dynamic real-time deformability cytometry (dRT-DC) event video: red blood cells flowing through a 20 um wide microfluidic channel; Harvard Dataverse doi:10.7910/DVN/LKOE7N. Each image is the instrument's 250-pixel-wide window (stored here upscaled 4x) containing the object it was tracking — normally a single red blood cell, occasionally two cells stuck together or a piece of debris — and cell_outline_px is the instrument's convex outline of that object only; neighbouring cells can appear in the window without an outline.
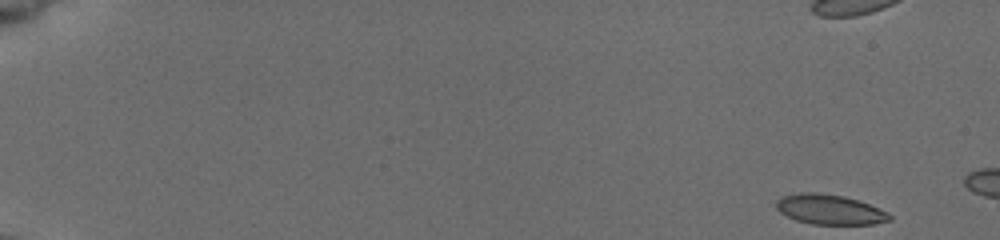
{"species": "common noctule bat (a hibernating species)", "species_latin": "Nyctalus noctula", "temperature_condition": "cold", "stored_images_in_passage": 15, "camera_frame_rate_fps": 3000, "um_per_image_px": 0.085, "animal": {"sex": "female", "body_mass_g": 19.5, "forearm_length_mm": 54.1}, "frame": {"image": 1, "passage_image": 1, "time_ms": 0.0, "image_size_px": [1000, 240], "cell_outline_px": [[892, 220], [872, 224], [812, 224], [796, 220], [780, 212], [776, 208], [776, 200], [784, 196], [800, 192], [816, 192], [844, 196], [880, 208], [888, 212], [892, 216]], "centroid_in_image_um": [70.54, 17.81], "position_along_channel_um": 14.5, "area_um2": 19.71}}